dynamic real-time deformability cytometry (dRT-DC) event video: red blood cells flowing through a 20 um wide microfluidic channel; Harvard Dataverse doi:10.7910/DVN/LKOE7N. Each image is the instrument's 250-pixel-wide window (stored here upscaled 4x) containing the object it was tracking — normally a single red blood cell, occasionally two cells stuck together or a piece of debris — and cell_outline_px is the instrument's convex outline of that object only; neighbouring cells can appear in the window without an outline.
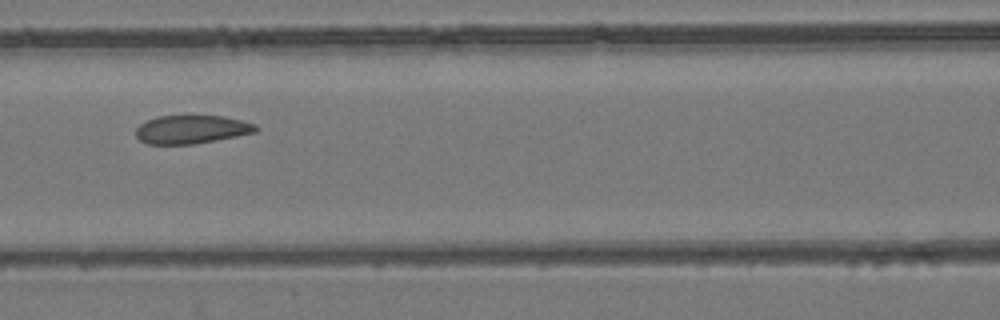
{"species": "common noctule bat (a hibernating species)", "species_latin": "Nyctalus noctula", "temperature_condition": "room temperature", "stored_images_in_passage": 6, "camera_frame_rate_fps": 3000, "um_per_image_px": 0.085, "animal": {"sex": "female", "body_mass_g": 24.6, "forearm_length_mm": 56.2}, "frame": {"image": 1, "passage_image": 6, "time_ms": 5.667, "image_size_px": [1000, 320], "cell_outline_px": [[260, 128], [256, 132], [216, 140], [192, 144], [148, 144], [140, 140], [136, 136], [136, 128], [140, 124], [156, 116], [224, 116], [256, 124]], "centroid_in_image_um": [16.29, 11.0], "position_along_channel_um": 150.3, "area_um2": 19.77}}